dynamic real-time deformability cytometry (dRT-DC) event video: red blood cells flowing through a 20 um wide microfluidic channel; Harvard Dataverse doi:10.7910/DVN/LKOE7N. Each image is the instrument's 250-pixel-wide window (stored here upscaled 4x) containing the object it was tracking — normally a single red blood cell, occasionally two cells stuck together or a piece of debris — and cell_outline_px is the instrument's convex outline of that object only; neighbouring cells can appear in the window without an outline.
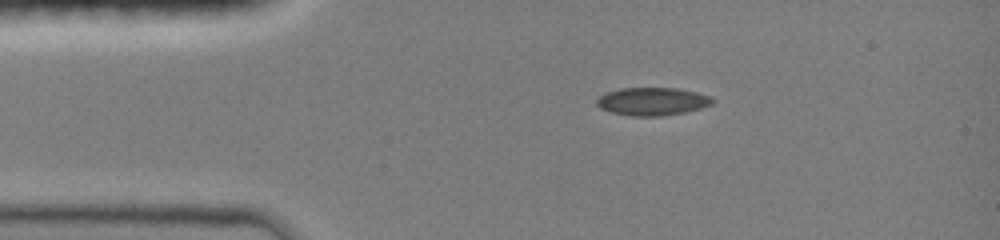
{"species": "common noctule bat (a hibernating species)", "species_latin": "Nyctalus noctula", "temperature_condition": "room temperature", "stored_images_in_passage": 14, "camera_frame_rate_fps": 3000, "um_per_image_px": 0.085, "animal": {"sex": "female", "body_mass_g": 19.0, "forearm_length_mm": 51.5}, "frame": {"image": 1, "passage_image": 1, "time_ms": 0.0, "image_size_px": [1000, 240], "cell_outline_px": [[716, 100], [712, 104], [700, 108], [684, 112], [660, 116], [632, 116], [608, 112], [600, 108], [596, 104], [596, 100], [600, 96], [608, 92], [620, 88], [676, 88], [696, 92], [712, 96]], "centroid_in_image_um": [55.45, 8.62], "position_along_channel_um": 29.5, "area_um2": 18.9}}
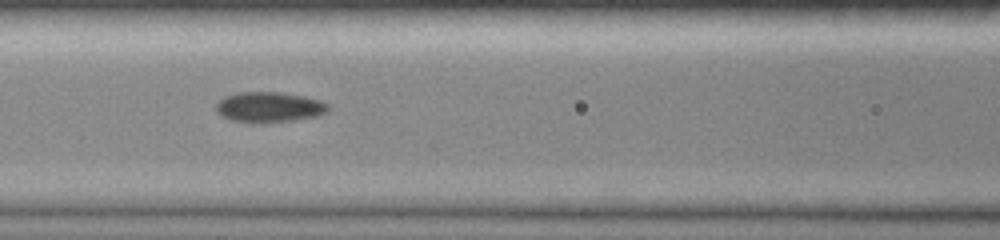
{"frame": {"image": 2, "passage_image": 7, "time_ms": 3.667, "image_size_px": [1000, 240], "cell_outline_px": [[328, 112], [316, 116], [292, 120], [232, 120], [220, 116], [216, 108], [216, 104], [224, 96], [240, 92], [280, 92], [304, 96], [320, 100], [328, 104]], "centroid_in_image_um": [22.89, 9.05], "position_along_channel_um": 143.7, "area_um2": 19.07}}
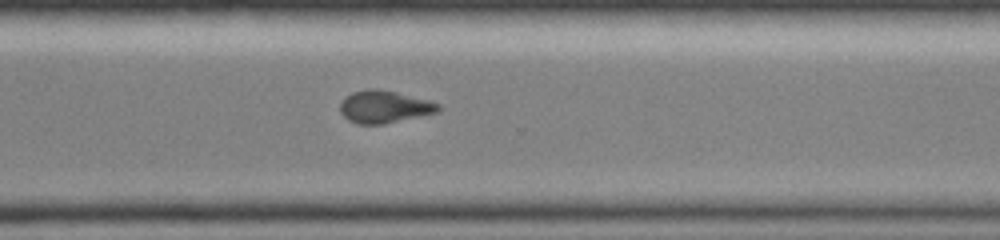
{"frame": {"image": 3, "passage_image": 14, "time_ms": 8.333, "image_size_px": [1000, 240], "cell_outline_px": [[440, 108], [436, 112], [384, 124], [360, 124], [348, 120], [340, 112], [340, 104], [352, 92], [368, 88], [380, 88], [428, 100], [440, 104]], "centroid_in_image_um": [32.65, 9.06], "position_along_channel_um": 338.0, "area_um2": 18.32}}